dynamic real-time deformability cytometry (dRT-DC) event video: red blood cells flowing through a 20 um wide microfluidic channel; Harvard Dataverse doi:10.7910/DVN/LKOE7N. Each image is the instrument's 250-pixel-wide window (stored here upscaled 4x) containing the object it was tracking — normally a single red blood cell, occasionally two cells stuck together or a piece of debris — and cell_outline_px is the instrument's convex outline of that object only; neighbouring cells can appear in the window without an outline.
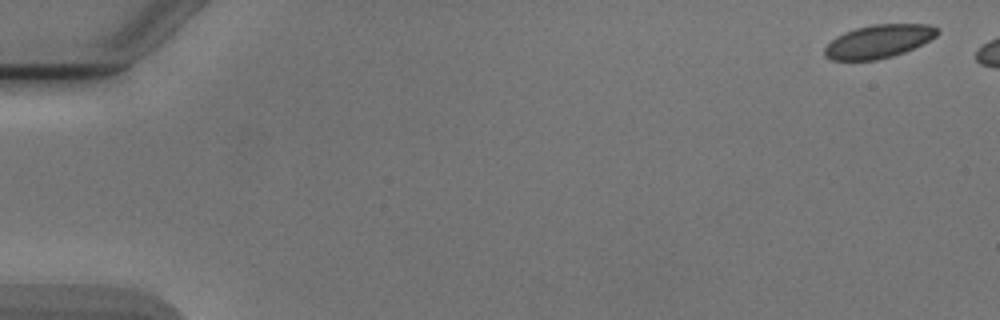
{"species": "Egyptian fruit bat (a non-hibernating species)", "species_latin": "Rousettus aegyptiacus", "temperature_condition": "cold", "stored_images_in_passage": 3, "camera_frame_rate_fps": 3000, "um_per_image_px": 0.085, "animal": {"sex": "male"}, "frame": {"image": 1, "passage_image": 1, "time_ms": 0.0, "image_size_px": [1000, 320], "cell_outline_px": [[940, 32], [936, 36], [904, 52], [892, 56], [876, 60], [832, 60], [824, 56], [824, 48], [836, 36], [844, 32], [856, 28], [872, 24], [928, 24], [936, 28]], "centroid_in_image_um": [74.64, 3.51], "position_along_channel_um": 10.4, "area_um2": 21.68}}